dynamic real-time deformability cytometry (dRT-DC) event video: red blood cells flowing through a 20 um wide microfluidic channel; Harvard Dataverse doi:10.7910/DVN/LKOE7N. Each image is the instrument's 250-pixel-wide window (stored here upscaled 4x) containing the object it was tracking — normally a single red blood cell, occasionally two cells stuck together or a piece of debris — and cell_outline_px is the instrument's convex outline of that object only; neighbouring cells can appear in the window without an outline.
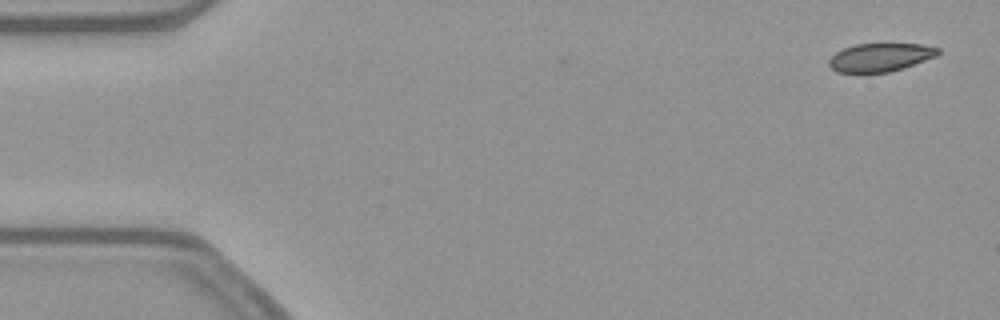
{"species": "common noctule bat (a hibernating species)", "species_latin": "Nyctalus noctula", "temperature_condition": "warm", "stored_images_in_passage": 2, "camera_frame_rate_fps": 3000, "um_per_image_px": 0.085, "animal": {"sex": "female", "body_mass_g": 21.9}, "frame": {"image": 1, "passage_image": 2, "time_ms": 0.333, "image_size_px": [1000, 320], "cell_outline_px": [[940, 52], [936, 56], [904, 68], [888, 72], [836, 72], [828, 64], [828, 60], [836, 52], [844, 48], [856, 44], [920, 44], [940, 48]], "centroid_in_image_um": [74.83, 4.87], "position_along_channel_um": 10.2, "area_um2": 17.86}}